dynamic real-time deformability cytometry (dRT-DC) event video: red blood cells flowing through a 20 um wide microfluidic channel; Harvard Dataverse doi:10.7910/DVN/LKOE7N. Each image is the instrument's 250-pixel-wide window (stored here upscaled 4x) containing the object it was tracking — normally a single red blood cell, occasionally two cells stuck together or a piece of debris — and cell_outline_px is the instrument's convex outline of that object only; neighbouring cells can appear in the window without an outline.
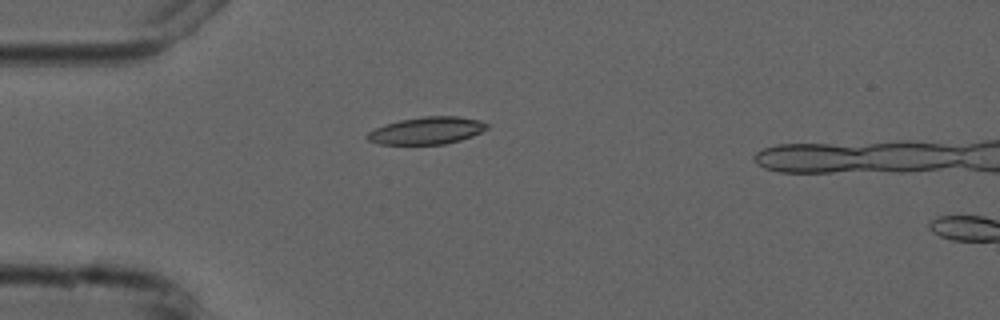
{"species": "common noctule bat (a hibernating species)", "species_latin": "Nyctalus noctula", "temperature_condition": "cold", "stored_images_in_passage": 4, "camera_frame_rate_fps": 3000, "um_per_image_px": 0.085, "animal": {"sex": "male", "forearm_length_mm": 52.5}, "frame": {"image": 1, "passage_image": 3, "time_ms": 4.333, "image_size_px": [1000, 320], "cell_outline_px": [[488, 128], [472, 136], [460, 140], [444, 144], [380, 144], [368, 140], [364, 136], [368, 132], [376, 128], [400, 120], [424, 116], [456, 116], [480, 120], [488, 124]], "centroid_in_image_um": [36.28, 11.1], "position_along_channel_um": 48.7, "area_um2": 18.84}}